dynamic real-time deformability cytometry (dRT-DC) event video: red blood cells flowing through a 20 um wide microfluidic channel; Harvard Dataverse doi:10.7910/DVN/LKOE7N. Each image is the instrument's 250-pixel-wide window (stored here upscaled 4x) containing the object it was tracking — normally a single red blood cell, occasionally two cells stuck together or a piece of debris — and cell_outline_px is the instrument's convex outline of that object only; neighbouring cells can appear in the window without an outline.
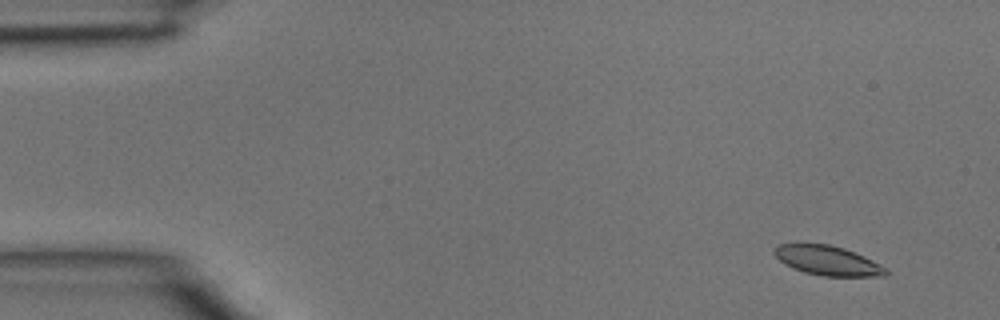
{"species": "common noctule bat (a hibernating species)", "species_latin": "Nyctalus noctula", "temperature_condition": "room temperature", "stored_images_in_passage": 4, "camera_frame_rate_fps": 3000, "um_per_image_px": 0.085, "animal": {"sex": "male", "body_mass_g": 15.6}, "frame": {"image": 1, "passage_image": 1, "time_ms": 0.0, "image_size_px": [1000, 320], "cell_outline_px": [[888, 276], [824, 276], [804, 272], [792, 268], [784, 264], [772, 252], [772, 248], [780, 244], [828, 244], [844, 248], [864, 256], [888, 268]], "centroid_in_image_um": [70.36, 22.15], "position_along_channel_um": 14.6, "area_um2": 19.25}}
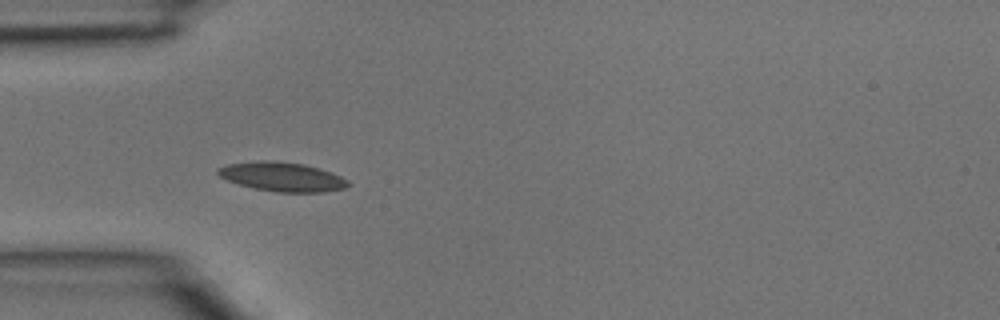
{"frame": {"image": 2, "passage_image": 4, "time_ms": 1.0, "image_size_px": [1000, 320], "cell_outline_px": [[352, 184], [344, 188], [324, 192], [276, 192], [256, 188], [240, 184], [228, 180], [220, 176], [216, 172], [216, 168], [228, 164], [260, 160], [268, 160], [304, 164], [332, 172], [348, 180]], "centroid_in_image_um": [24.0, 15.02], "position_along_channel_um": 61.0, "area_um2": 22.02}}